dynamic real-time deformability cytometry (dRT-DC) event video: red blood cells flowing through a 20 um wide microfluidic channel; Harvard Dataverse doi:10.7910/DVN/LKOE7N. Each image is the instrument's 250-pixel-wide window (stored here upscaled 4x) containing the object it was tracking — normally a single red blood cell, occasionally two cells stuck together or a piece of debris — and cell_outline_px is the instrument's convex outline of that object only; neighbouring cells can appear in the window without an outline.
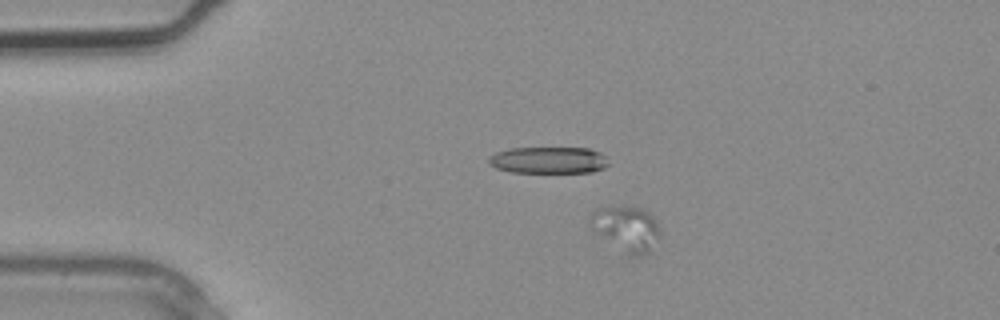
{"species": "common noctule bat (a hibernating species)", "species_latin": "Nyctalus noctula", "temperature_condition": "warm", "stored_images_in_passage": 3, "camera_frame_rate_fps": 3000, "um_per_image_px": 0.085, "animal": {"sex": "male", "body_mass_g": 20.4}, "frame": {"image": 1, "passage_image": 2, "time_ms": 0.333, "image_size_px": [1000, 320], "cell_outline_px": [[660, 236], [648, 252], [644, 256], [628, 256], [596, 232], [588, 220], [592, 212], [596, 208], [620, 204], [624, 204], [644, 208], [656, 220], [660, 228]], "centroid_in_image_um": [53.25, 19.38], "position_along_channel_um": 31.7, "area_um2": 18.84}}
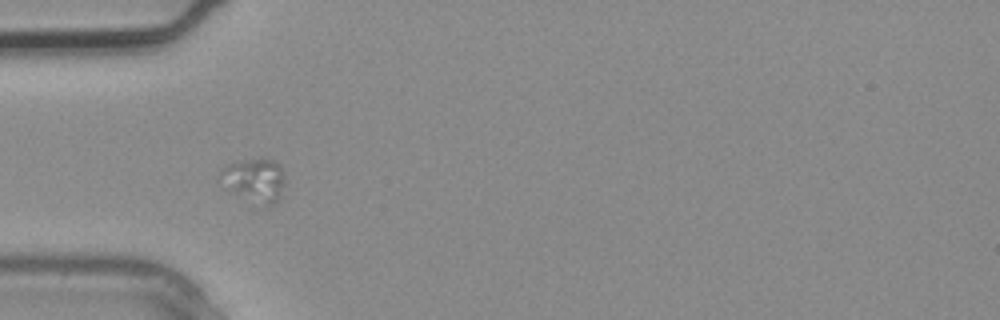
{"frame": {"image": 2, "passage_image": 3, "time_ms": 0.667, "image_size_px": [1000, 320], "cell_outline_px": [[284, 184], [280, 196], [272, 204], [264, 204], [232, 188], [220, 172], [228, 164], [244, 160], [272, 160], [280, 164], [284, 176]], "centroid_in_image_um": [21.77, 15.23], "position_along_channel_um": 63.2, "area_um2": 14.68}}